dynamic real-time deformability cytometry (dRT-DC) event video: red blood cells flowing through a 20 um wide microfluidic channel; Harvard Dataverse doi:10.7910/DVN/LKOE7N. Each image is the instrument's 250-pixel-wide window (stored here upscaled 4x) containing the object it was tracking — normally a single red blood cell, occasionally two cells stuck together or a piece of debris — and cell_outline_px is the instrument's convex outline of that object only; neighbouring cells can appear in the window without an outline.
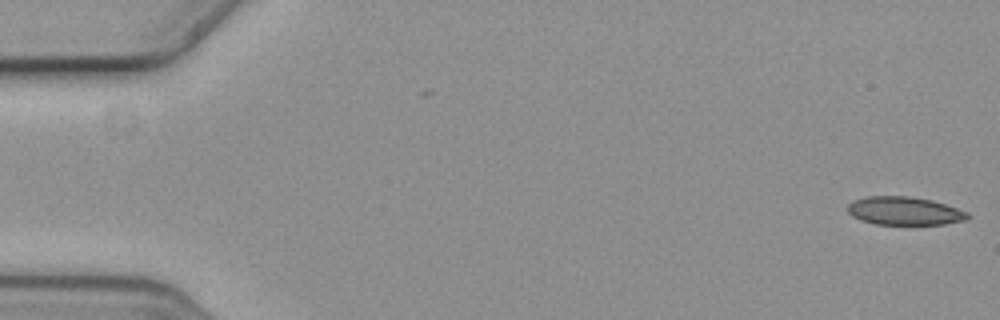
{"species": "common noctule bat (a hibernating species)", "species_latin": "Nyctalus noctula", "temperature_condition": "cold", "stored_images_in_passage": 4, "camera_frame_rate_fps": 3000, "um_per_image_px": 0.085, "animal": {"sex": "female", "body_mass_g": 19.3, "forearm_length_mm": 54.1}, "frame": {"image": 1, "passage_image": 4, "time_ms": 1.0, "image_size_px": [1000, 320], "cell_outline_px": [[972, 216], [968, 220], [944, 224], [876, 224], [860, 220], [852, 216], [848, 212], [848, 204], [852, 200], [864, 196], [908, 196], [932, 200], [968, 212]], "centroid_in_image_um": [76.88, 17.92], "position_along_channel_um": 8.1, "area_um2": 19.88}}